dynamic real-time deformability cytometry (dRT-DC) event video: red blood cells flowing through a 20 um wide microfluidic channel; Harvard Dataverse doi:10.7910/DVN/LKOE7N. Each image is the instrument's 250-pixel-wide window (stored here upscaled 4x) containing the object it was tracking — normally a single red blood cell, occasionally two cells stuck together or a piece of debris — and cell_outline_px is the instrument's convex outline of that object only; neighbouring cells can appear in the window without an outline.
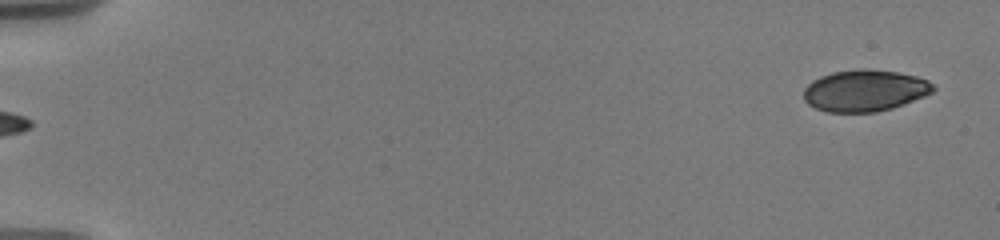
{"species": "human", "species_latin": "Homo sapiens", "temperature_condition": "warm", "stored_images_in_passage": 24, "camera_frame_rate_fps": 3000, "um_per_image_px": 0.085, "donor": {"sex": "male"}, "frame": {"image": 1, "passage_image": 1, "time_ms": 0.0, "image_size_px": [1000, 240], "cell_outline_px": [[936, 88], [932, 92], [924, 96], [892, 108], [876, 112], [828, 112], [816, 108], [808, 104], [804, 100], [804, 88], [812, 80], [820, 76], [832, 72], [864, 68], [868, 68], [896, 72], [916, 76], [928, 80]], "centroid_in_image_um": [73.49, 7.69], "position_along_channel_um": 11.5, "area_um2": 31.39}}
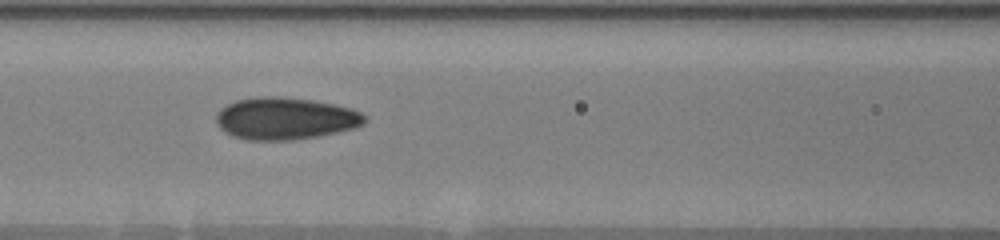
{"frame": {"image": 2, "passage_image": 17, "time_ms": 8.0, "image_size_px": [1000, 240], "cell_outline_px": [[368, 120], [364, 124], [356, 128], [316, 136], [292, 140], [248, 140], [232, 136], [224, 132], [216, 124], [216, 112], [220, 108], [236, 100], [256, 96], [276, 96], [312, 100], [352, 108], [368, 116]], "centroid_in_image_um": [24.24, 10.07], "position_along_channel_um": 142.4, "area_um2": 36.76}}
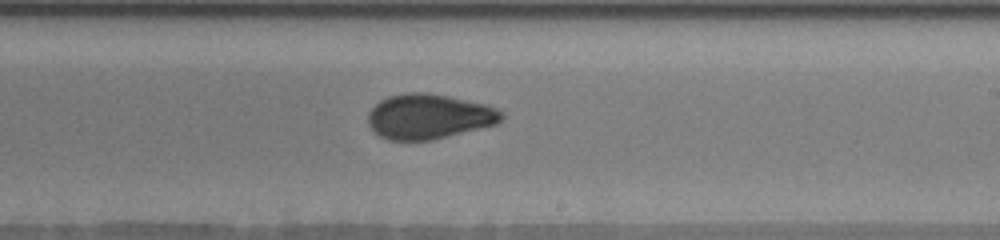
{"frame": {"image": 3, "passage_image": 24, "time_ms": 11.0, "image_size_px": [1000, 240], "cell_outline_px": [[504, 116], [496, 124], [432, 140], [388, 140], [380, 136], [368, 124], [368, 112], [380, 100], [388, 96], [408, 92], [428, 92], [488, 104], [504, 112]], "centroid_in_image_um": [36.46, 9.89], "position_along_channel_um": 252.5, "area_um2": 35.03}}